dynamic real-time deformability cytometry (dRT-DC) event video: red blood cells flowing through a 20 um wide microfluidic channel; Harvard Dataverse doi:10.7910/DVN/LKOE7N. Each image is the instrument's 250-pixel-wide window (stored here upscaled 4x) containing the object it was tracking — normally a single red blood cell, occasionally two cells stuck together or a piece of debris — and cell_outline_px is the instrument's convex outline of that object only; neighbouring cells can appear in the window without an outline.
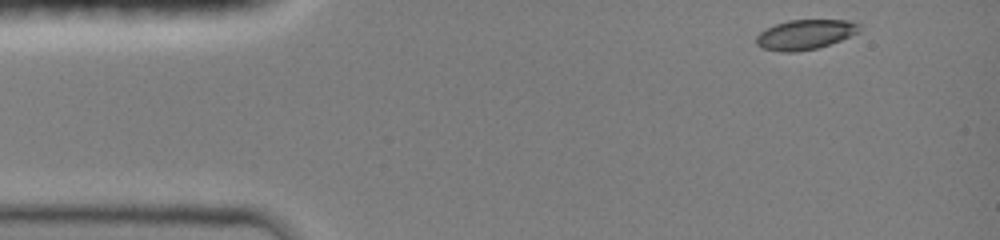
{"species": "common noctule bat (a hibernating species)", "species_latin": "Nyctalus noctula", "temperature_condition": "room temperature", "stored_images_in_passage": 12, "camera_frame_rate_fps": 3000, "um_per_image_px": 0.085, "animal": {"sex": "female", "body_mass_g": 19.0, "forearm_length_mm": 51.5}, "frame": {"image": 1, "passage_image": 1, "time_ms": 0.0, "image_size_px": [1000, 240], "cell_outline_px": [[860, 32], [840, 40], [816, 48], [796, 52], [780, 52], [760, 48], [756, 44], [756, 36], [764, 28], [788, 20], [848, 20], [860, 24]], "centroid_in_image_um": [68.4, 2.94], "position_along_channel_um": 16.6, "area_um2": 18.03}}
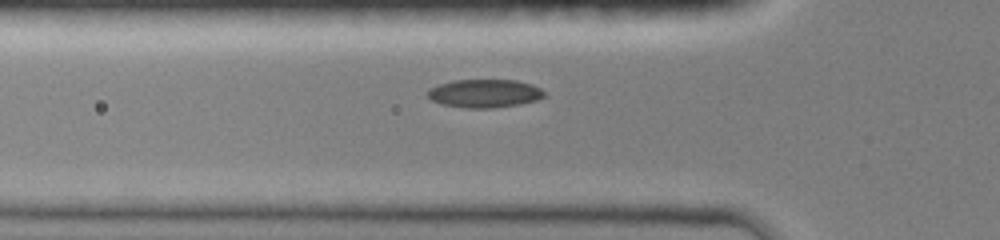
{"frame": {"image": 2, "passage_image": 9, "time_ms": 3.667, "image_size_px": [1000, 240], "cell_outline_px": [[544, 96], [536, 100], [520, 104], [492, 108], [468, 108], [440, 104], [432, 100], [424, 92], [428, 88], [452, 80], [516, 80], [532, 84], [540, 88], [544, 92]], "centroid_in_image_um": [41.14, 7.94], "position_along_channel_um": 84.7, "area_um2": 19.31}}
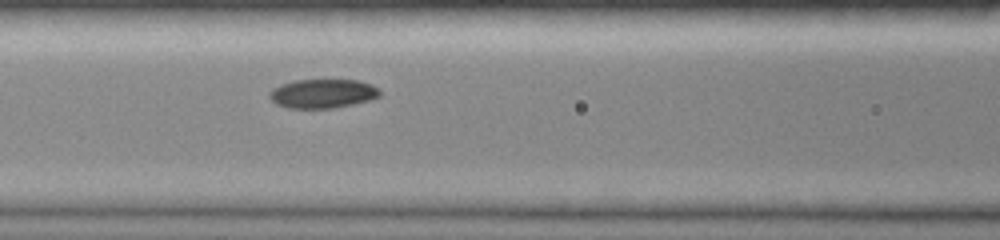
{"frame": {"image": 3, "passage_image": 12, "time_ms": 5.0, "image_size_px": [1000, 240], "cell_outline_px": [[380, 96], [368, 100], [352, 104], [332, 108], [288, 108], [276, 104], [268, 96], [268, 92], [272, 88], [280, 84], [296, 80], [360, 80], [372, 84], [380, 92]], "centroid_in_image_um": [27.38, 7.95], "position_along_channel_um": 139.2, "area_um2": 18.67}}